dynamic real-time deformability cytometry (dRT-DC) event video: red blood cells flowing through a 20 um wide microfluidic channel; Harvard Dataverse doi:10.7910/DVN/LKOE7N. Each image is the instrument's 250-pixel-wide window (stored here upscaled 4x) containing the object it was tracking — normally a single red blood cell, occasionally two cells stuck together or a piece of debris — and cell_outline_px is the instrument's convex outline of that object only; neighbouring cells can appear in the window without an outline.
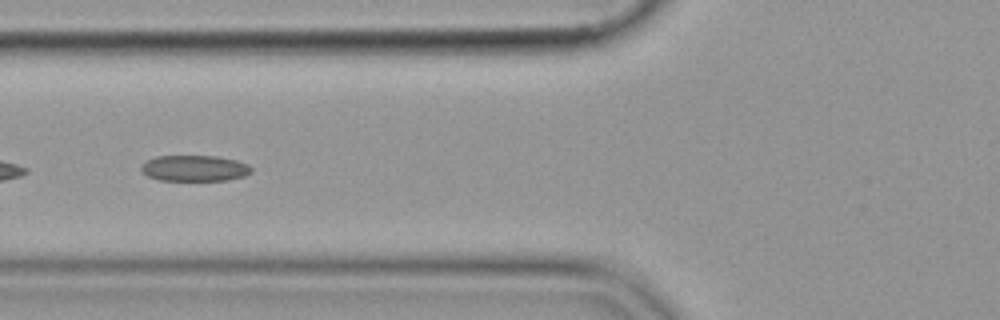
{"species": "common noctule bat (a hibernating species)", "species_latin": "Nyctalus noctula", "temperature_condition": "cold", "stored_images_in_passage": 51, "segment_of_instrument_passage": [2, 2], "camera_frame_rate_fps": 3000, "um_per_image_px": 0.085, "animal": {"sex": "female", "body_mass_g": 19.9}, "frame": {"image": 1, "passage_image": 19, "time_ms": 6.0, "image_size_px": [1000, 320], "cell_outline_px": [[252, 172], [244, 176], [228, 180], [160, 180], [148, 176], [140, 168], [140, 164], [156, 156], [216, 156], [236, 160], [248, 164], [252, 168]], "centroid_in_image_um": [16.55, 14.3], "position_along_channel_um": 109.3, "area_um2": 16.65}}
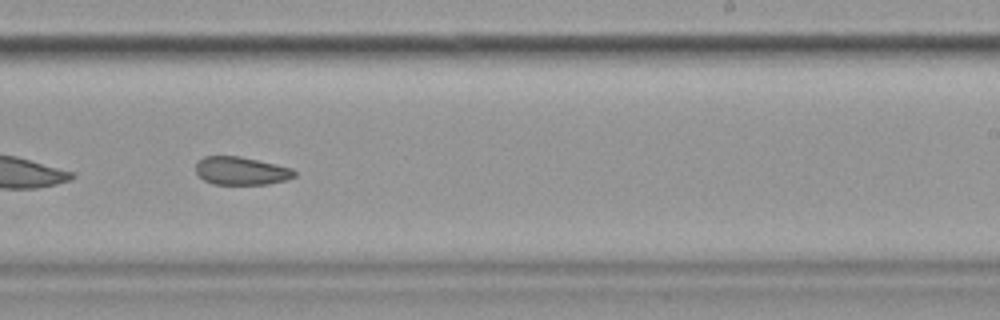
{"frame": {"image": 2, "passage_image": 32, "time_ms": 10.333, "image_size_px": [1000, 320], "cell_outline_px": [[296, 176], [288, 180], [268, 184], [212, 184], [204, 180], [196, 172], [196, 164], [204, 156], [240, 156], [292, 168], [296, 172]], "centroid_in_image_um": [20.52, 14.53], "position_along_channel_um": 268.5, "area_um2": 16.13}}
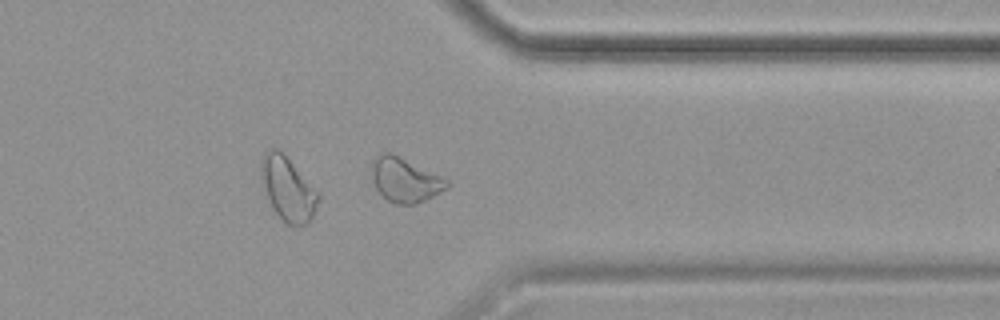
{"frame": {"image": 3, "passage_image": 41, "time_ms": 13.333, "image_size_px": [1000, 320], "cell_outline_px": [[448, 188], [416, 204], [396, 204], [388, 200], [376, 188], [372, 180], [372, 160], [380, 152], [388, 152], [440, 176], [448, 180]], "centroid_in_image_um": [34.39, 15.3], "position_along_channel_um": 377.0, "area_um2": 18.9}}